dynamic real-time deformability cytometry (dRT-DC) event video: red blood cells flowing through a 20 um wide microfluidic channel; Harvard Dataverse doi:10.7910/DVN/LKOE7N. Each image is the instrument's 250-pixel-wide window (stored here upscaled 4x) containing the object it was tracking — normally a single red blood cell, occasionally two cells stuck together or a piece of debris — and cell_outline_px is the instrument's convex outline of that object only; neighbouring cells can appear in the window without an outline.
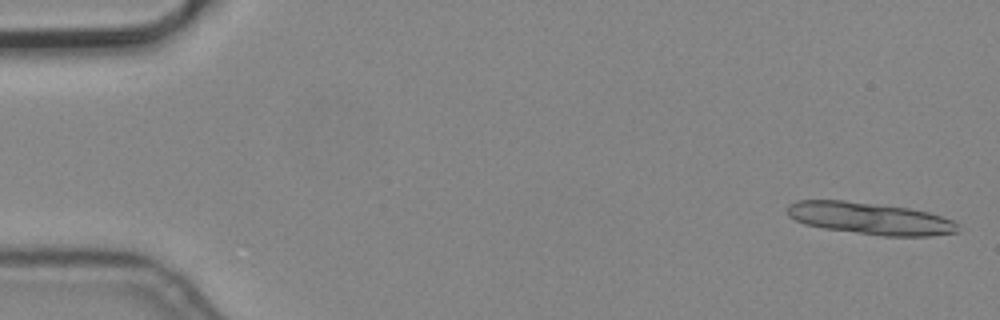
{"species": "common noctule bat (a hibernating species)", "species_latin": "Nyctalus noctula", "temperature_condition": "cold", "stored_images_in_passage": 5, "camera_frame_rate_fps": 3000, "um_per_image_px": 0.085, "animal": {"sex": "male", "body_mass_g": 19.2, "forearm_length_mm": 51.8}, "frame": {"image": 1, "passage_image": 1, "time_ms": 0.0, "image_size_px": [1000, 320], "cell_outline_px": [[960, 232], [928, 236], [884, 236], [824, 228], [804, 224], [788, 216], [788, 204], [796, 200], [844, 200], [908, 208], [928, 212], [952, 220], [956, 224]], "centroid_in_image_um": [73.93, 18.56], "position_along_channel_um": 11.1, "area_um2": 31.62}}